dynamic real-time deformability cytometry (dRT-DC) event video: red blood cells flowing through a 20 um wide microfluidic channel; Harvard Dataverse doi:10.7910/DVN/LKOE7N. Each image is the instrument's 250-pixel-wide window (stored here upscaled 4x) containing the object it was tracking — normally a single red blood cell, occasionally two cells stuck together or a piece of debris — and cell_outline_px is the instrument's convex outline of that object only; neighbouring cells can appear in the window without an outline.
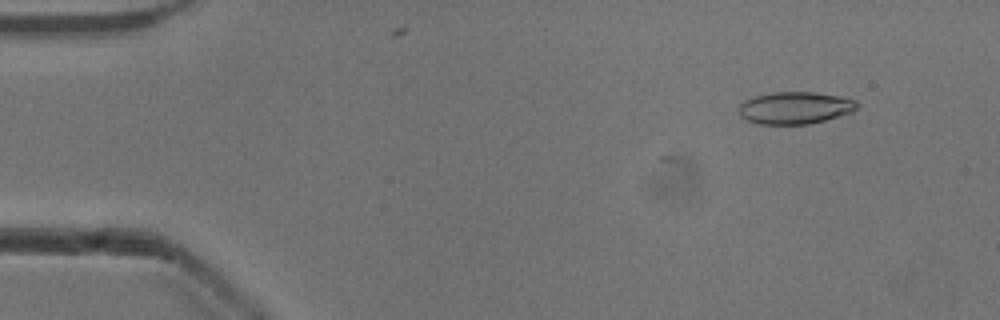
{"species": "common noctule bat (a hibernating species)", "species_latin": "Nyctalus noctula", "temperature_condition": "cold", "stored_images_in_passage": 5, "camera_frame_rate_fps": 3000, "um_per_image_px": 0.085, "animal": {"sex": "male", "body_mass_g": 13.3}, "frame": {"image": 1, "passage_image": 5, "time_ms": 1.333, "image_size_px": [1000, 320], "cell_outline_px": [[860, 104], [852, 112], [824, 120], [808, 124], [760, 124], [748, 120], [740, 116], [740, 104], [744, 100], [756, 96], [772, 92], [812, 92], [840, 96], [856, 100]], "centroid_in_image_um": [67.6, 9.16], "position_along_channel_um": 17.4, "area_um2": 22.02}}